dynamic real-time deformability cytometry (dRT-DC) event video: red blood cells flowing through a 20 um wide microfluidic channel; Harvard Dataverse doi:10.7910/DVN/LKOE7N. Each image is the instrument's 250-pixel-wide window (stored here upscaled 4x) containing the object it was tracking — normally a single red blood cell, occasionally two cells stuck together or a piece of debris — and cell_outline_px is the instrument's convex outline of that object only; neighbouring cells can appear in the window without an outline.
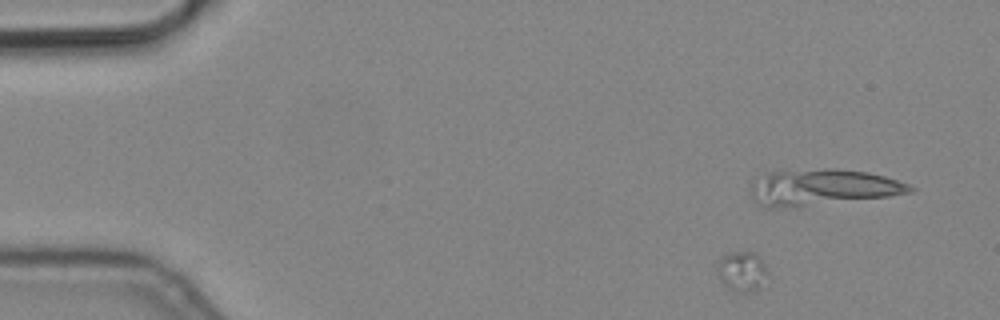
{"species": "common noctule bat (a hibernating species)", "species_latin": "Nyctalus noctula", "temperature_condition": "cold", "stored_images_in_passage": 5, "camera_frame_rate_fps": 3000, "um_per_image_px": 0.085, "animal": {"sex": "male", "body_mass_g": 19.2, "forearm_length_mm": 51.8}, "frame": {"image": 1, "passage_image": 1, "time_ms": 0.0, "image_size_px": [1000, 320], "cell_outline_px": [[768, 272], [760, 288], [748, 292], [736, 292], [728, 288], [720, 280], [720, 256], [732, 252], [756, 252], [764, 264]], "centroid_in_image_um": [63.1, 23.06], "position_along_channel_um": 21.9, "area_um2": 11.44}}
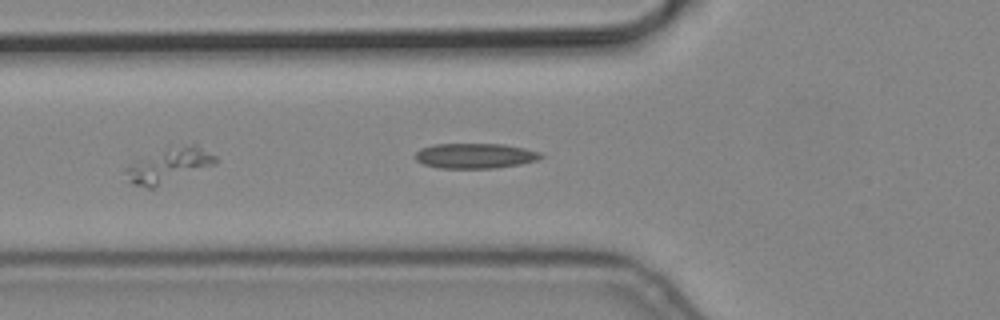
{"frame": {"image": 2, "passage_image": 5, "time_ms": 1.333, "image_size_px": [1000, 320], "cell_outline_px": [[544, 156], [536, 160], [520, 164], [492, 168], [440, 168], [424, 164], [416, 160], [416, 152], [420, 148], [432, 144], [504, 144], [524, 148], [540, 152]], "centroid_in_image_um": [40.37, 13.23], "position_along_channel_um": 85.4, "area_um2": 18.32}}